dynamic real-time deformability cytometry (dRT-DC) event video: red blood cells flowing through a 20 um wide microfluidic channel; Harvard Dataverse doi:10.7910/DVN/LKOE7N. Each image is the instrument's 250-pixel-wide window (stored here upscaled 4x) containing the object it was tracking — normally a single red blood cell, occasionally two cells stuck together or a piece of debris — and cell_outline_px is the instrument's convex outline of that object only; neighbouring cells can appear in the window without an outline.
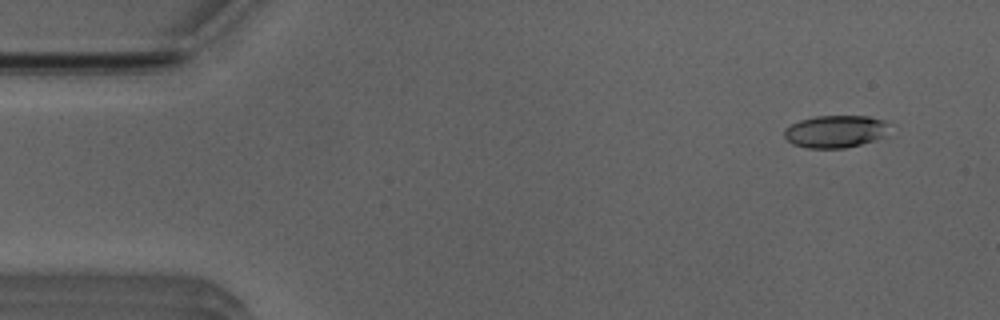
{"species": "Egyptian fruit bat (a non-hibernating species)", "species_latin": "Rousettus aegyptiacus", "temperature_condition": "room temperature", "stored_images_in_passage": 52, "camera_frame_rate_fps": 3000, "um_per_image_px": 0.085, "animal": {"sex": "male"}, "frame": {"image": 1, "passage_image": 4, "time_ms": 1.0, "image_size_px": [1000, 320], "cell_outline_px": [[892, 124], [888, 136], [876, 140], [844, 148], [808, 148], [792, 144], [784, 136], [784, 128], [800, 120], [816, 116], [868, 116], [884, 120]], "centroid_in_image_um": [71.09, 11.17], "position_along_channel_um": 13.9, "area_um2": 20.23}}
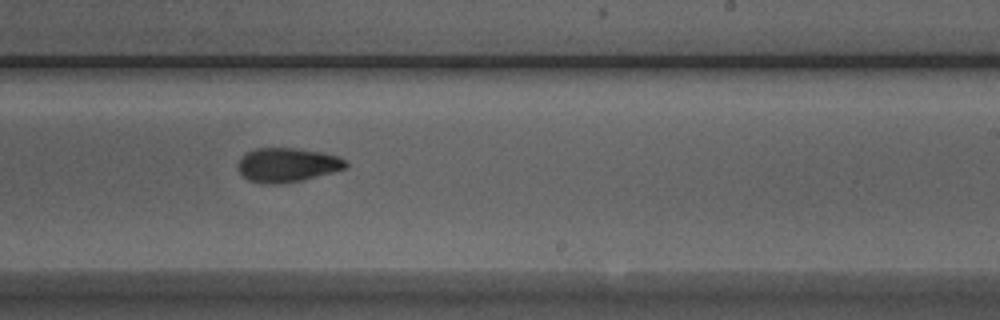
{"frame": {"image": 2, "passage_image": 31, "time_ms": 10.0, "image_size_px": [1000, 320], "cell_outline_px": [[348, 168], [300, 180], [280, 184], [260, 184], [248, 180], [236, 168], [236, 164], [240, 156], [256, 148], [296, 148], [320, 152], [336, 156], [344, 160], [348, 164]], "centroid_in_image_um": [24.35, 14.02], "position_along_channel_um": 264.6, "area_um2": 21.5}}
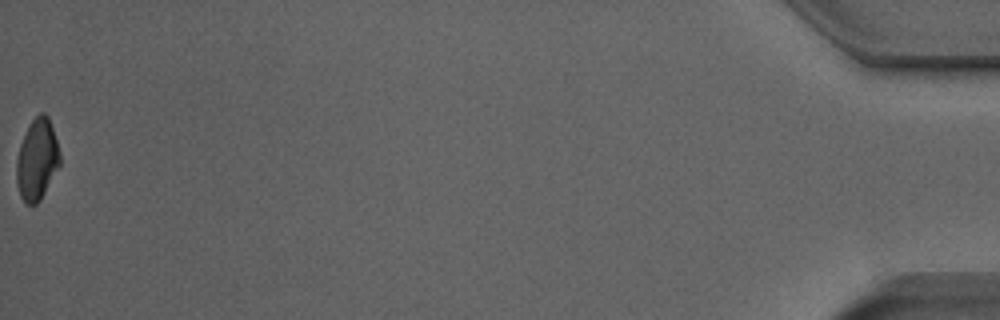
{"frame": {"image": 3, "passage_image": 52, "time_ms": 17.0, "image_size_px": [1000, 320], "cell_outline_px": [[60, 164], [40, 200], [36, 204], [28, 204], [20, 196], [16, 184], [16, 160], [20, 144], [32, 120], [40, 112], [44, 112], [48, 116], [60, 152]], "centroid_in_image_um": [3.14, 13.57], "position_along_channel_um": 432.1, "area_um2": 20.29}, "authors_computed_cell_mechanics": {"area_um2": 21.097, "velocity_mm_per_s": 3.9434, "shape_relaxation_time_tau1_ms": 4.5641, "shape_relaxation_time_tau2_ms": 3.6377, "deformation_change_tau1": 0.1516, "deformation_change_tau2": 0.105}}